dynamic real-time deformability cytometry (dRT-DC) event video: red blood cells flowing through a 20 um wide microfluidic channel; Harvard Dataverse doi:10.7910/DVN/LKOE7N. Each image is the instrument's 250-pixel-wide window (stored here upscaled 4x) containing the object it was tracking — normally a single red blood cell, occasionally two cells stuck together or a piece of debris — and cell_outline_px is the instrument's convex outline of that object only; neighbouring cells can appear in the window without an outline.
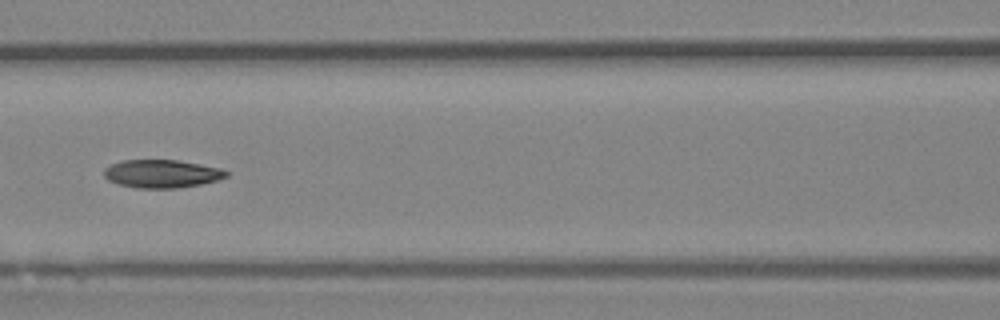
{"species": "Egyptian fruit bat (a non-hibernating species)", "species_latin": "Rousettus aegyptiacus", "temperature_condition": "room temperature", "stored_images_in_passage": 50, "camera_frame_rate_fps": 3000, "um_per_image_px": 0.085, "animal": {"sex": "female"}, "frame": {"image": 1, "passage_image": 22, "time_ms": 7.0, "image_size_px": [1000, 320], "cell_outline_px": [[228, 176], [216, 180], [200, 184], [180, 188], [136, 188], [120, 184], [108, 180], [104, 176], [104, 168], [112, 164], [124, 160], [176, 160], [220, 168], [228, 172]], "centroid_in_image_um": [13.74, 14.77], "position_along_channel_um": 152.9, "area_um2": 19.83}}
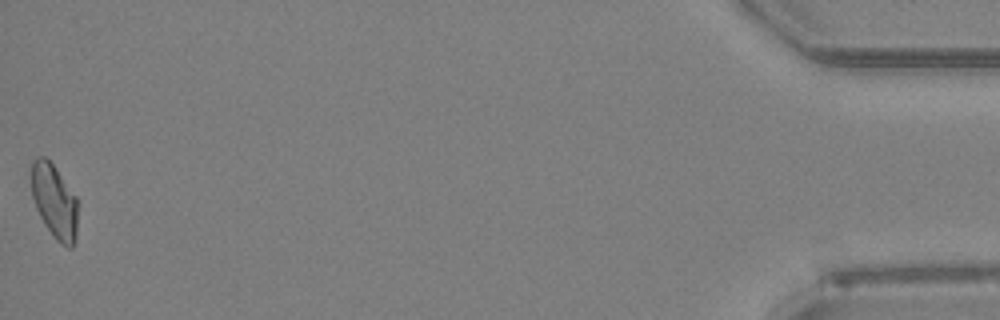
{"frame": {"image": 2, "passage_image": 50, "time_ms": 16.333, "image_size_px": [1000, 320], "cell_outline_px": [[76, 236], [72, 248], [68, 248], [60, 244], [56, 240], [44, 224], [36, 208], [32, 196], [32, 160], [36, 156], [44, 156], [52, 164], [76, 196]], "centroid_in_image_um": [4.61, 17.13], "position_along_channel_um": 430.6, "area_um2": 19.77}, "authors_computed_cell_mechanics": {"area_um2": 20.4323, "velocity_mm_per_s": 4.004, "shape_relaxation_time_tau1_ms": null, "shape_relaxation_time_tau2_ms": 4.9538, "deformation_change_tau1": null, "deformation_change_tau2": 0.092}}